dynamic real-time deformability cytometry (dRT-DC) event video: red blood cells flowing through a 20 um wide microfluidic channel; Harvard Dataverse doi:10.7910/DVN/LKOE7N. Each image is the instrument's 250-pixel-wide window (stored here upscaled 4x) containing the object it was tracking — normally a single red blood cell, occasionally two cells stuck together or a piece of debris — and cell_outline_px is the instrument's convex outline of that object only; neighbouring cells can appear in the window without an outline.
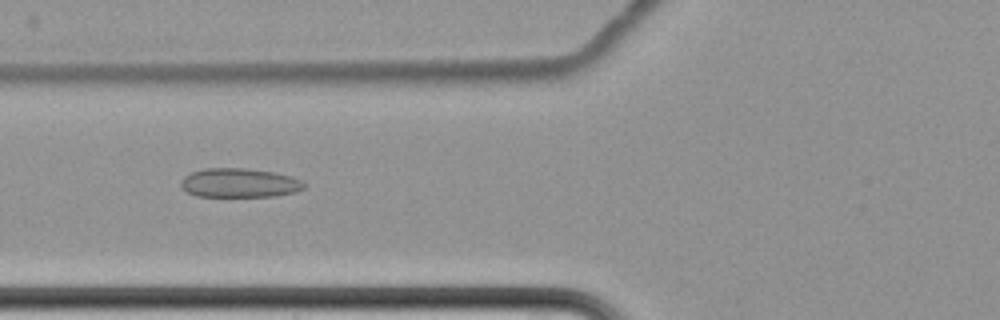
{"species": "common noctule bat (a hibernating species)", "species_latin": "Nyctalus noctula", "temperature_condition": "cold", "stored_images_in_passage": 12, "camera_frame_rate_fps": 3000, "um_per_image_px": 0.085, "animal": {"sex": "female", "body_mass_g": 22.7, "forearm_length_mm": 54.2}, "frame": {"image": 1, "passage_image": 7, "time_ms": 8.0, "image_size_px": [1000, 320], "cell_outline_px": [[304, 188], [296, 192], [276, 196], [196, 196], [188, 192], [180, 184], [180, 180], [184, 176], [192, 172], [204, 168], [244, 168], [272, 172], [292, 176], [300, 180], [304, 184]], "centroid_in_image_um": [20.34, 15.54], "position_along_channel_um": 105.5, "area_um2": 20.81}}
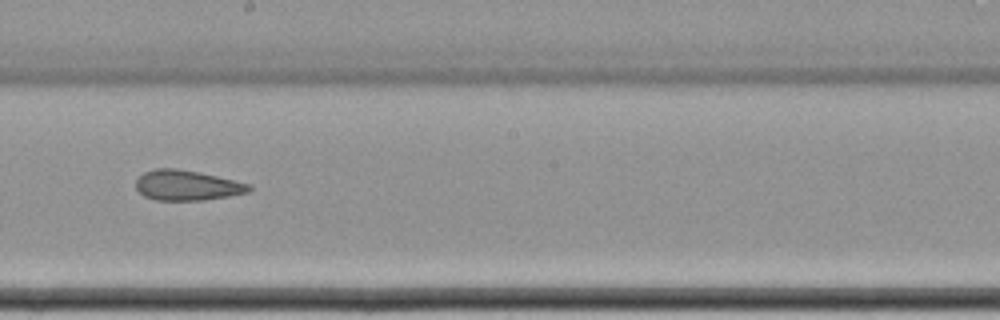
{"frame": {"image": 2, "passage_image": 10, "time_ms": 11.667, "image_size_px": [1000, 320], "cell_outline_px": [[252, 188], [248, 192], [228, 196], [204, 200], [156, 200], [144, 196], [136, 188], [136, 180], [144, 172], [156, 168], [176, 168], [200, 172], [252, 184]], "centroid_in_image_um": [15.91, 15.75], "position_along_channel_um": 232.3, "area_um2": 19.94}}
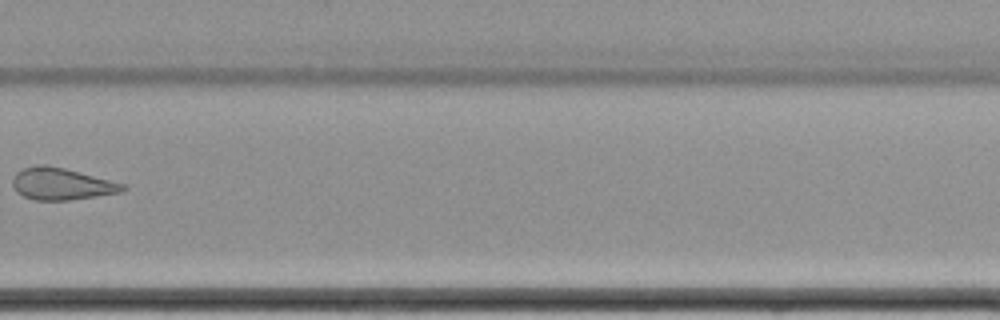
{"frame": {"image": 3, "passage_image": 12, "time_ms": 14.333, "image_size_px": [1000, 320], "cell_outline_px": [[128, 188], [124, 192], [68, 200], [36, 200], [24, 196], [16, 192], [12, 184], [12, 180], [16, 172], [24, 168], [36, 164], [48, 164], [64, 168], [124, 184]], "centroid_in_image_um": [5.21, 15.63], "position_along_channel_um": 324.6, "area_um2": 20.46}}